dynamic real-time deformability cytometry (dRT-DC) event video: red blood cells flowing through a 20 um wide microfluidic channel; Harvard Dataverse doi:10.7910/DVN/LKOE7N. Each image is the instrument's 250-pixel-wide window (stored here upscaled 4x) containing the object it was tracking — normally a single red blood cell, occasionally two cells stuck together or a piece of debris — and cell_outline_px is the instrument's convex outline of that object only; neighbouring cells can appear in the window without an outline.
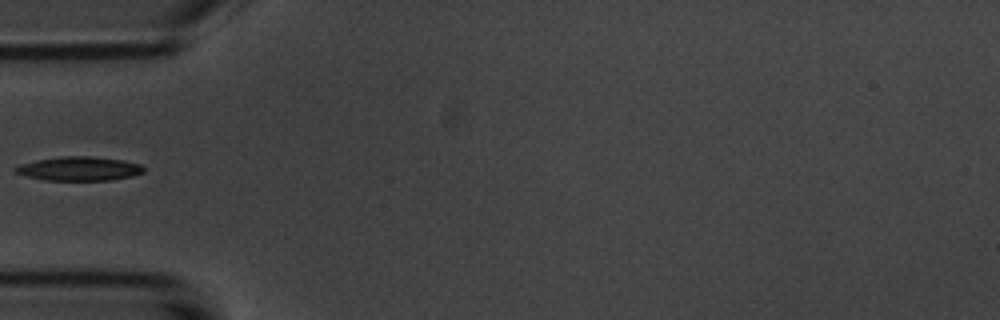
{"species": "common noctule bat (a hibernating species)", "species_latin": "Nyctalus noctula", "temperature_condition": "room temperature", "stored_images_in_passage": 2, "camera_frame_rate_fps": 3000, "um_per_image_px": 0.085, "animal": {"sex": "male", "body_mass_g": 20.1, "forearm_length_mm": 53.5}, "frame": {"image": 1, "passage_image": 1, "time_ms": 0.0, "image_size_px": [1000, 320], "cell_outline_px": [[144, 172], [132, 176], [112, 180], [44, 180], [12, 172], [12, 168], [20, 164], [36, 160], [60, 156], [92, 156], [124, 160], [140, 164], [144, 168]], "centroid_in_image_um": [6.71, 14.33], "position_along_channel_um": 78.3, "area_um2": 18.09}}